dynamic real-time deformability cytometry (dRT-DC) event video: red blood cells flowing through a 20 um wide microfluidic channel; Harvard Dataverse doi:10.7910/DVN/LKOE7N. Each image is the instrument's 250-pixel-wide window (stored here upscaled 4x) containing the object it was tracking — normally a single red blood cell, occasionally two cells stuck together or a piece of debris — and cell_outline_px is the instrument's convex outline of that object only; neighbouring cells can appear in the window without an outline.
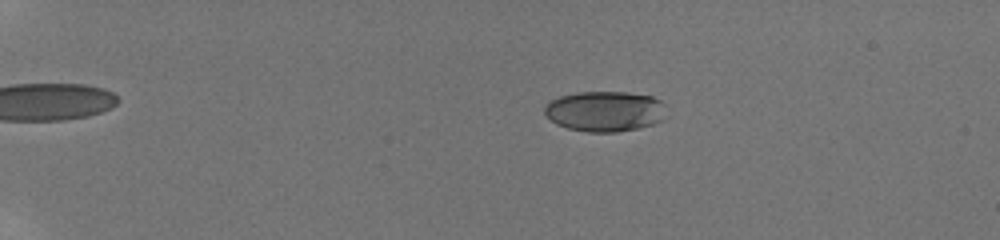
{"species": "human", "species_latin": "Homo sapiens", "temperature_condition": "room temperature", "stored_images_in_passage": 39, "camera_frame_rate_fps": 3000, "um_per_image_px": 0.085, "donor": {"sex": "male"}, "frame": {"image": 1, "passage_image": 8, "time_ms": 3.667, "image_size_px": [1000, 240], "cell_outline_px": [[668, 116], [664, 120], [652, 124], [636, 128], [616, 132], [588, 132], [568, 128], [556, 124], [544, 112], [544, 104], [560, 96], [576, 92], [628, 92], [652, 96], [660, 100], [664, 104]], "centroid_in_image_um": [51.45, 9.45], "position_along_channel_um": 33.5, "area_um2": 28.9}}
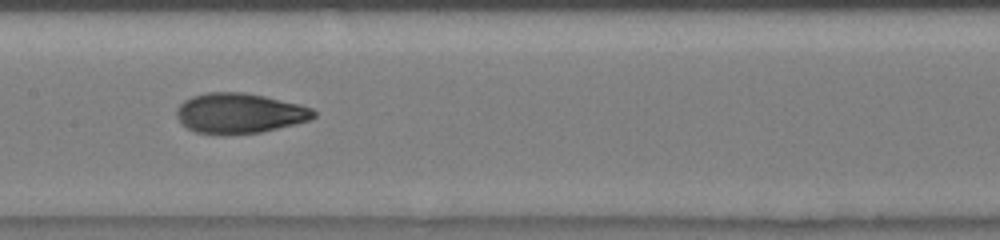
{"frame": {"image": 2, "passage_image": 23, "time_ms": 10.333, "image_size_px": [1000, 240], "cell_outline_px": [[316, 116], [308, 120], [260, 132], [224, 136], [220, 136], [196, 132], [188, 128], [176, 116], [176, 112], [180, 104], [184, 100], [192, 96], [208, 92], [244, 92], [264, 96], [300, 104], [312, 108], [316, 112]], "centroid_in_image_um": [20.33, 9.63], "position_along_channel_um": 187.1, "area_um2": 32.14}}
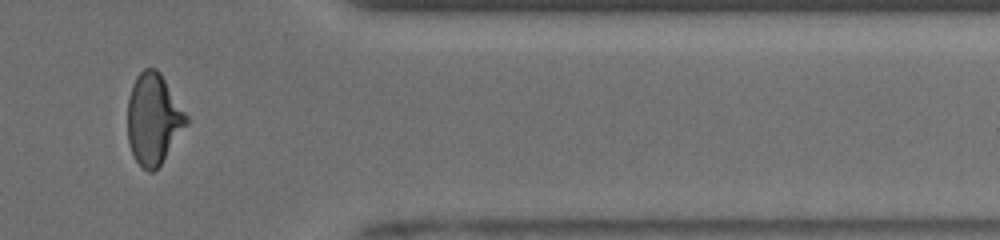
{"frame": {"image": 3, "passage_image": 35, "time_ms": 16.0, "image_size_px": [1000, 240], "cell_outline_px": [[188, 124], [160, 164], [152, 172], [148, 172], [132, 156], [128, 144], [128, 96], [132, 84], [136, 76], [144, 68], [156, 68], [160, 72], [188, 116]], "centroid_in_image_um": [13.03, 10.1], "position_along_channel_um": 398.4, "area_um2": 31.1}, "authors_computed_cell_mechanics": {"area_um2": 30.8652, "velocity_mm_per_s": 3.9103, "shape_relaxation_time_tau1_ms": 3.9956, "shape_relaxation_time_tau2_ms": 0.9452, "deformation_change_tau1": 0.1985, "deformation_change_tau2": 0.0588}}